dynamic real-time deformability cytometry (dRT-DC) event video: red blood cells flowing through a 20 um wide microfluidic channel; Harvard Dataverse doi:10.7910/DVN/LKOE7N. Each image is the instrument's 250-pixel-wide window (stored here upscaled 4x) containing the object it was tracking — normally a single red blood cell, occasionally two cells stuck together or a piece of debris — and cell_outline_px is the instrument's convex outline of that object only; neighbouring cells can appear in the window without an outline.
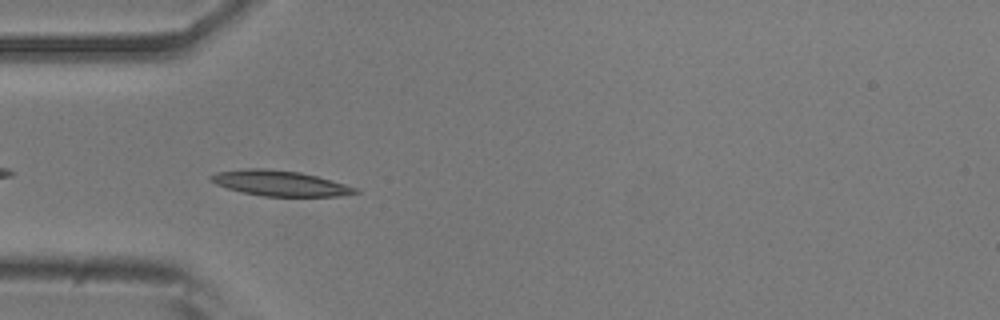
{"species": "common noctule bat (a hibernating species)", "species_latin": "Nyctalus noctula", "temperature_condition": "room temperature", "stored_images_in_passage": 38, "camera_frame_rate_fps": 3000, "um_per_image_px": 0.085, "animal": {"sex": "male", "body_mass_g": 20.5, "forearm_length_mm": 52.5}, "frame": {"image": 1, "passage_image": 4, "time_ms": 1.0, "image_size_px": [1000, 320], "cell_outline_px": [[360, 192], [340, 196], [264, 196], [244, 192], [228, 188], [216, 184], [208, 180], [208, 176], [216, 172], [244, 168], [264, 168], [300, 172], [316, 176], [344, 184], [356, 188]], "centroid_in_image_um": [23.74, 15.56], "position_along_channel_um": 61.3, "area_um2": 21.21}}
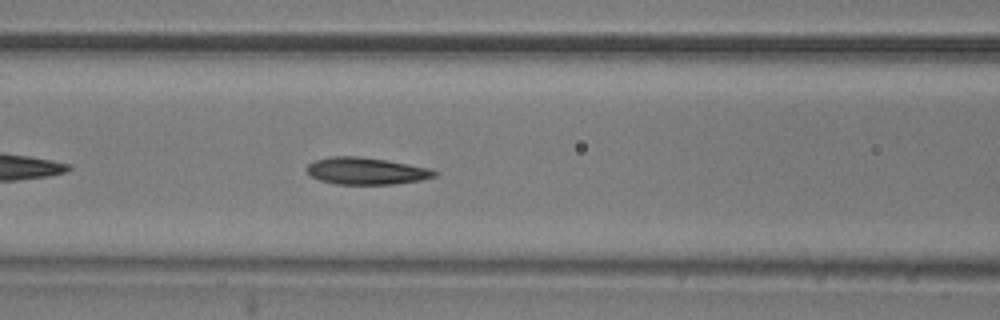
{"frame": {"image": 2, "passage_image": 10, "time_ms": 3.0, "image_size_px": [1000, 320], "cell_outline_px": [[440, 172], [436, 176], [420, 180], [396, 184], [336, 184], [320, 180], [312, 176], [304, 168], [312, 160], [328, 156], [356, 156], [388, 160], [432, 168]], "centroid_in_image_um": [31.14, 14.52], "position_along_channel_um": 135.5, "area_um2": 20.4}}
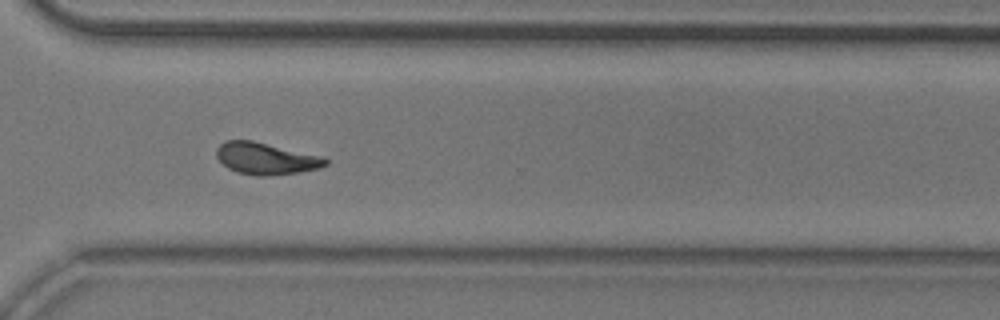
{"frame": {"image": 3, "passage_image": 27, "time_ms": 8.667, "image_size_px": [1000, 320], "cell_outline_px": [[328, 164], [320, 168], [296, 172], [268, 176], [256, 176], [236, 172], [228, 168], [216, 156], [216, 148], [224, 140], [252, 140], [324, 156], [328, 160]], "centroid_in_image_um": [22.61, 13.47], "position_along_channel_um": 348.0, "area_um2": 20.35}, "authors_computed_cell_mechanics": {"area_um2": 19.8543, "velocity_mm_per_s": 3.7637, "shape_relaxation_time_tau1_ms": 5.3592, "shape_relaxation_time_tau2_ms": 2.906, "deformation_change_tau1": 0.1852, "deformation_change_tau2": 0.0957}}